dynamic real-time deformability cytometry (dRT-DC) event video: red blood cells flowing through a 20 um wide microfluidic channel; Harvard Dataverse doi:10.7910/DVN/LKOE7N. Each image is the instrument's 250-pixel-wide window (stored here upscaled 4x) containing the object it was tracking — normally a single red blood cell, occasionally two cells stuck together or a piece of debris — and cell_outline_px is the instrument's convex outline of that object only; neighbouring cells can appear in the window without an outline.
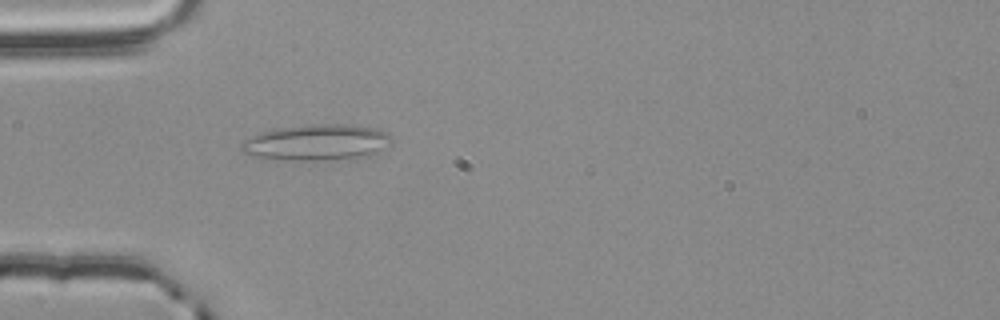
{"species": "common noctule bat (a hibernating species)", "species_latin": "Nyctalus noctula", "temperature_condition": "room temperature", "stored_images_in_passage": 49, "camera_frame_rate_fps": 3000, "um_per_image_px": 0.085, "animal": {"sex": "male", "body_mass_g": 20.4}, "frame": {"image": 1, "passage_image": 11, "time_ms": 3.333, "image_size_px": [1000, 320], "cell_outline_px": [[392, 140], [368, 156], [316, 160], [264, 160], [240, 152], [240, 144], [244, 140], [260, 132], [276, 128], [312, 124], [352, 124], [376, 128], [388, 132], [392, 136]], "centroid_in_image_um": [26.82, 12.1], "position_along_channel_um": 58.2, "area_um2": 31.73}}
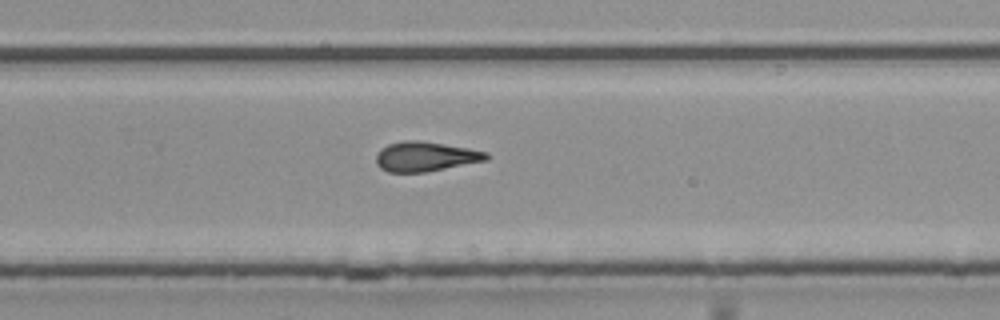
{"frame": {"image": 2, "passage_image": 30, "time_ms": 9.667, "image_size_px": [1000, 320], "cell_outline_px": [[492, 156], [488, 160], [424, 172], [388, 172], [380, 168], [376, 164], [376, 156], [380, 148], [388, 144], [404, 140], [420, 140], [468, 148], [488, 152]], "centroid_in_image_um": [36.17, 13.3], "position_along_channel_um": 293.6, "area_um2": 19.19}}
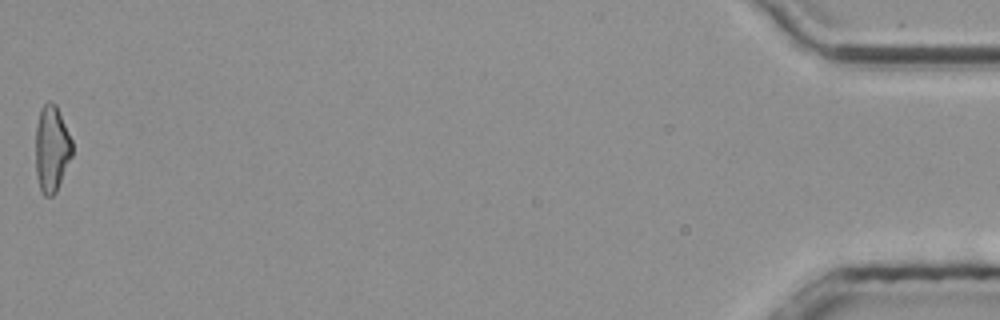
{"frame": {"image": 3, "passage_image": 49, "time_ms": 16.0, "image_size_px": [1000, 320], "cell_outline_px": [[72, 156], [56, 192], [52, 196], [44, 196], [40, 192], [36, 176], [36, 124], [40, 108], [48, 100], [52, 100], [56, 104], [72, 140]], "centroid_in_image_um": [4.38, 12.63], "position_along_channel_um": 430.8, "area_um2": 18.67}, "authors_computed_cell_mechanics": {"area_um2": 19.1896, "velocity_mm_per_s": 3.7964, "shape_relaxation_time_tau1_ms": null, "shape_relaxation_time_tau2_ms": 4.1281, "deformation_change_tau1": null, "deformation_change_tau2": 0.1283}}